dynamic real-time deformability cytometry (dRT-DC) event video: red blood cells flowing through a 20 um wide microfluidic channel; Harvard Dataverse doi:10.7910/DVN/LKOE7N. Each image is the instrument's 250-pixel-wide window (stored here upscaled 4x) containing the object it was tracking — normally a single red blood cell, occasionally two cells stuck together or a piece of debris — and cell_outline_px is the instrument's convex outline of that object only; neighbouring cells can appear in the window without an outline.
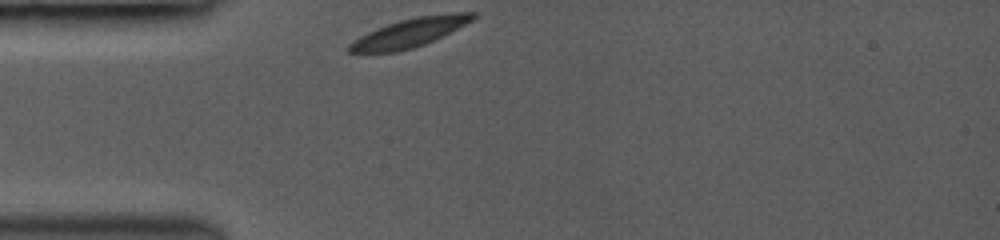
{"species": "common noctule bat (a hibernating species)", "species_latin": "Nyctalus noctula", "temperature_condition": "room temperature", "stored_images_in_passage": 3, "camera_frame_rate_fps": 3000, "um_per_image_px": 0.085, "animal": {"sex": "female", "body_mass_g": 19.0, "forearm_length_mm": 53.3}, "frame": {"image": 1, "passage_image": 1, "time_ms": 0.0, "image_size_px": [1000, 240], "cell_outline_px": [[476, 16], [472, 20], [424, 44], [412, 48], [396, 52], [348, 52], [348, 44], [360, 36], [376, 28], [400, 20], [416, 16], [456, 12], [476, 12]], "centroid_in_image_um": [34.79, 2.77], "position_along_channel_um": 50.2, "area_um2": 20.23}}